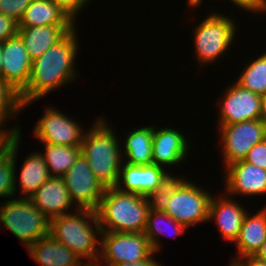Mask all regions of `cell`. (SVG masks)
I'll use <instances>...</instances> for the list:
<instances>
[{"mask_svg": "<svg viewBox=\"0 0 266 266\" xmlns=\"http://www.w3.org/2000/svg\"><path fill=\"white\" fill-rule=\"evenodd\" d=\"M248 63L234 82L261 96L266 95V51Z\"/></svg>", "mask_w": 266, "mask_h": 266, "instance_id": "28", "label": "cell"}, {"mask_svg": "<svg viewBox=\"0 0 266 266\" xmlns=\"http://www.w3.org/2000/svg\"><path fill=\"white\" fill-rule=\"evenodd\" d=\"M180 131L172 127H161L158 130L154 126L152 155L153 164L170 168L180 164L188 156L189 140Z\"/></svg>", "mask_w": 266, "mask_h": 266, "instance_id": "16", "label": "cell"}, {"mask_svg": "<svg viewBox=\"0 0 266 266\" xmlns=\"http://www.w3.org/2000/svg\"><path fill=\"white\" fill-rule=\"evenodd\" d=\"M152 206L151 197L106 188L96 209L101 232H144Z\"/></svg>", "mask_w": 266, "mask_h": 266, "instance_id": "2", "label": "cell"}, {"mask_svg": "<svg viewBox=\"0 0 266 266\" xmlns=\"http://www.w3.org/2000/svg\"><path fill=\"white\" fill-rule=\"evenodd\" d=\"M236 263L239 266H266V261L260 260L255 256L238 259Z\"/></svg>", "mask_w": 266, "mask_h": 266, "instance_id": "37", "label": "cell"}, {"mask_svg": "<svg viewBox=\"0 0 266 266\" xmlns=\"http://www.w3.org/2000/svg\"><path fill=\"white\" fill-rule=\"evenodd\" d=\"M263 141L266 143V126H265V129H264V137H263Z\"/></svg>", "mask_w": 266, "mask_h": 266, "instance_id": "41", "label": "cell"}, {"mask_svg": "<svg viewBox=\"0 0 266 266\" xmlns=\"http://www.w3.org/2000/svg\"><path fill=\"white\" fill-rule=\"evenodd\" d=\"M255 257L260 260L266 261V240L263 242V245L261 246L259 251L255 254Z\"/></svg>", "mask_w": 266, "mask_h": 266, "instance_id": "38", "label": "cell"}, {"mask_svg": "<svg viewBox=\"0 0 266 266\" xmlns=\"http://www.w3.org/2000/svg\"><path fill=\"white\" fill-rule=\"evenodd\" d=\"M18 22L4 14L0 13V43L18 34Z\"/></svg>", "mask_w": 266, "mask_h": 266, "instance_id": "32", "label": "cell"}, {"mask_svg": "<svg viewBox=\"0 0 266 266\" xmlns=\"http://www.w3.org/2000/svg\"><path fill=\"white\" fill-rule=\"evenodd\" d=\"M266 240V208L259 210L255 215L247 212L242 223L237 240V256L232 259L236 262L249 256H255Z\"/></svg>", "mask_w": 266, "mask_h": 266, "instance_id": "21", "label": "cell"}, {"mask_svg": "<svg viewBox=\"0 0 266 266\" xmlns=\"http://www.w3.org/2000/svg\"><path fill=\"white\" fill-rule=\"evenodd\" d=\"M264 7H265V12H266V0H264Z\"/></svg>", "mask_w": 266, "mask_h": 266, "instance_id": "43", "label": "cell"}, {"mask_svg": "<svg viewBox=\"0 0 266 266\" xmlns=\"http://www.w3.org/2000/svg\"><path fill=\"white\" fill-rule=\"evenodd\" d=\"M174 177L164 167L150 165H131L122 162L116 188L123 192L141 194L153 198L163 191Z\"/></svg>", "mask_w": 266, "mask_h": 266, "instance_id": "10", "label": "cell"}, {"mask_svg": "<svg viewBox=\"0 0 266 266\" xmlns=\"http://www.w3.org/2000/svg\"><path fill=\"white\" fill-rule=\"evenodd\" d=\"M50 177L44 157L34 152L26 157L20 171L19 184L22 198L29 199Z\"/></svg>", "mask_w": 266, "mask_h": 266, "instance_id": "24", "label": "cell"}, {"mask_svg": "<svg viewBox=\"0 0 266 266\" xmlns=\"http://www.w3.org/2000/svg\"><path fill=\"white\" fill-rule=\"evenodd\" d=\"M29 199L50 220L69 213L74 204L63 178L55 176H50Z\"/></svg>", "mask_w": 266, "mask_h": 266, "instance_id": "18", "label": "cell"}, {"mask_svg": "<svg viewBox=\"0 0 266 266\" xmlns=\"http://www.w3.org/2000/svg\"><path fill=\"white\" fill-rule=\"evenodd\" d=\"M2 55V79L20 94L29 82L32 60L18 34L2 43Z\"/></svg>", "mask_w": 266, "mask_h": 266, "instance_id": "14", "label": "cell"}, {"mask_svg": "<svg viewBox=\"0 0 266 266\" xmlns=\"http://www.w3.org/2000/svg\"><path fill=\"white\" fill-rule=\"evenodd\" d=\"M75 27V25L19 27L18 35L21 37L26 51L33 61L60 41Z\"/></svg>", "mask_w": 266, "mask_h": 266, "instance_id": "20", "label": "cell"}, {"mask_svg": "<svg viewBox=\"0 0 266 266\" xmlns=\"http://www.w3.org/2000/svg\"><path fill=\"white\" fill-rule=\"evenodd\" d=\"M101 233L96 210L76 208L50 220V235L79 258H85L87 265L97 264L100 258L101 240L97 236Z\"/></svg>", "mask_w": 266, "mask_h": 266, "instance_id": "4", "label": "cell"}, {"mask_svg": "<svg viewBox=\"0 0 266 266\" xmlns=\"http://www.w3.org/2000/svg\"><path fill=\"white\" fill-rule=\"evenodd\" d=\"M233 5L250 12L265 14L264 0H229ZM261 11V12H260Z\"/></svg>", "mask_w": 266, "mask_h": 266, "instance_id": "34", "label": "cell"}, {"mask_svg": "<svg viewBox=\"0 0 266 266\" xmlns=\"http://www.w3.org/2000/svg\"><path fill=\"white\" fill-rule=\"evenodd\" d=\"M13 132H1L0 133V159H2L9 151L11 141L15 138Z\"/></svg>", "mask_w": 266, "mask_h": 266, "instance_id": "35", "label": "cell"}, {"mask_svg": "<svg viewBox=\"0 0 266 266\" xmlns=\"http://www.w3.org/2000/svg\"><path fill=\"white\" fill-rule=\"evenodd\" d=\"M243 161L266 170V143L261 141L258 144H255L249 150Z\"/></svg>", "mask_w": 266, "mask_h": 266, "instance_id": "31", "label": "cell"}, {"mask_svg": "<svg viewBox=\"0 0 266 266\" xmlns=\"http://www.w3.org/2000/svg\"><path fill=\"white\" fill-rule=\"evenodd\" d=\"M75 31L76 27L32 61L29 82L19 94L23 107L77 78L74 67L79 42Z\"/></svg>", "mask_w": 266, "mask_h": 266, "instance_id": "1", "label": "cell"}, {"mask_svg": "<svg viewBox=\"0 0 266 266\" xmlns=\"http://www.w3.org/2000/svg\"><path fill=\"white\" fill-rule=\"evenodd\" d=\"M17 135L11 141L8 153L0 159V197H15L16 193V164L18 146H20V137Z\"/></svg>", "mask_w": 266, "mask_h": 266, "instance_id": "27", "label": "cell"}, {"mask_svg": "<svg viewBox=\"0 0 266 266\" xmlns=\"http://www.w3.org/2000/svg\"><path fill=\"white\" fill-rule=\"evenodd\" d=\"M155 252H153L148 258L144 260H140L137 262H126V263H121L116 266H161L162 264L159 263L156 259H154Z\"/></svg>", "mask_w": 266, "mask_h": 266, "instance_id": "36", "label": "cell"}, {"mask_svg": "<svg viewBox=\"0 0 266 266\" xmlns=\"http://www.w3.org/2000/svg\"><path fill=\"white\" fill-rule=\"evenodd\" d=\"M184 177H173L153 199V206L164 211L187 229L208 221L212 194Z\"/></svg>", "mask_w": 266, "mask_h": 266, "instance_id": "3", "label": "cell"}, {"mask_svg": "<svg viewBox=\"0 0 266 266\" xmlns=\"http://www.w3.org/2000/svg\"><path fill=\"white\" fill-rule=\"evenodd\" d=\"M237 26L231 17L213 11L195 27V56L200 66L215 63L234 44Z\"/></svg>", "mask_w": 266, "mask_h": 266, "instance_id": "7", "label": "cell"}, {"mask_svg": "<svg viewBox=\"0 0 266 266\" xmlns=\"http://www.w3.org/2000/svg\"><path fill=\"white\" fill-rule=\"evenodd\" d=\"M70 198L76 207L96 210L104 194L105 187L92 173V170L82 154L73 166L62 176Z\"/></svg>", "mask_w": 266, "mask_h": 266, "instance_id": "11", "label": "cell"}, {"mask_svg": "<svg viewBox=\"0 0 266 266\" xmlns=\"http://www.w3.org/2000/svg\"><path fill=\"white\" fill-rule=\"evenodd\" d=\"M225 175L224 192L227 196L266 194V170L261 167L241 160L228 165Z\"/></svg>", "mask_w": 266, "mask_h": 266, "instance_id": "15", "label": "cell"}, {"mask_svg": "<svg viewBox=\"0 0 266 266\" xmlns=\"http://www.w3.org/2000/svg\"><path fill=\"white\" fill-rule=\"evenodd\" d=\"M0 227L8 229L28 248L50 234V219L30 199L11 198L0 203Z\"/></svg>", "mask_w": 266, "mask_h": 266, "instance_id": "6", "label": "cell"}, {"mask_svg": "<svg viewBox=\"0 0 266 266\" xmlns=\"http://www.w3.org/2000/svg\"><path fill=\"white\" fill-rule=\"evenodd\" d=\"M166 226L168 228H173V230H171V228L168 229ZM165 229H167V231ZM186 229L187 228L183 224L175 221L170 215L152 206L148 214L144 234L147 236L153 251L157 253L161 249L159 236L164 234H169L170 237L173 236V234L174 236L182 235Z\"/></svg>", "mask_w": 266, "mask_h": 266, "instance_id": "25", "label": "cell"}, {"mask_svg": "<svg viewBox=\"0 0 266 266\" xmlns=\"http://www.w3.org/2000/svg\"><path fill=\"white\" fill-rule=\"evenodd\" d=\"M45 144L43 153L50 176L62 177L81 154L80 146Z\"/></svg>", "mask_w": 266, "mask_h": 266, "instance_id": "26", "label": "cell"}, {"mask_svg": "<svg viewBox=\"0 0 266 266\" xmlns=\"http://www.w3.org/2000/svg\"><path fill=\"white\" fill-rule=\"evenodd\" d=\"M107 123L105 118L98 117L85 132L80 146L93 175L105 188L116 186L123 162L120 138Z\"/></svg>", "mask_w": 266, "mask_h": 266, "instance_id": "5", "label": "cell"}, {"mask_svg": "<svg viewBox=\"0 0 266 266\" xmlns=\"http://www.w3.org/2000/svg\"><path fill=\"white\" fill-rule=\"evenodd\" d=\"M33 0H0V13L20 21Z\"/></svg>", "mask_w": 266, "mask_h": 266, "instance_id": "30", "label": "cell"}, {"mask_svg": "<svg viewBox=\"0 0 266 266\" xmlns=\"http://www.w3.org/2000/svg\"><path fill=\"white\" fill-rule=\"evenodd\" d=\"M229 266H239L236 262H230Z\"/></svg>", "mask_w": 266, "mask_h": 266, "instance_id": "42", "label": "cell"}, {"mask_svg": "<svg viewBox=\"0 0 266 266\" xmlns=\"http://www.w3.org/2000/svg\"><path fill=\"white\" fill-rule=\"evenodd\" d=\"M154 126L140 127L134 129L125 136L123 162L131 165L153 164L152 141ZM124 157L126 159H124ZM125 160V161H124Z\"/></svg>", "mask_w": 266, "mask_h": 266, "instance_id": "23", "label": "cell"}, {"mask_svg": "<svg viewBox=\"0 0 266 266\" xmlns=\"http://www.w3.org/2000/svg\"><path fill=\"white\" fill-rule=\"evenodd\" d=\"M54 1L62 10H64L69 17L76 22V16L79 11L82 9L92 0H52Z\"/></svg>", "mask_w": 266, "mask_h": 266, "instance_id": "33", "label": "cell"}, {"mask_svg": "<svg viewBox=\"0 0 266 266\" xmlns=\"http://www.w3.org/2000/svg\"><path fill=\"white\" fill-rule=\"evenodd\" d=\"M101 236L100 258L97 262L99 266H102V263H105L104 266H116L137 262L148 258L154 252L144 232H102Z\"/></svg>", "mask_w": 266, "mask_h": 266, "instance_id": "8", "label": "cell"}, {"mask_svg": "<svg viewBox=\"0 0 266 266\" xmlns=\"http://www.w3.org/2000/svg\"><path fill=\"white\" fill-rule=\"evenodd\" d=\"M260 120L266 125V95L262 97Z\"/></svg>", "mask_w": 266, "mask_h": 266, "instance_id": "39", "label": "cell"}, {"mask_svg": "<svg viewBox=\"0 0 266 266\" xmlns=\"http://www.w3.org/2000/svg\"><path fill=\"white\" fill-rule=\"evenodd\" d=\"M74 24L69 15L54 1L33 0L18 22V27Z\"/></svg>", "mask_w": 266, "mask_h": 266, "instance_id": "22", "label": "cell"}, {"mask_svg": "<svg viewBox=\"0 0 266 266\" xmlns=\"http://www.w3.org/2000/svg\"><path fill=\"white\" fill-rule=\"evenodd\" d=\"M225 91L219 102L218 126L260 119L263 96L242 88L236 82Z\"/></svg>", "mask_w": 266, "mask_h": 266, "instance_id": "13", "label": "cell"}, {"mask_svg": "<svg viewBox=\"0 0 266 266\" xmlns=\"http://www.w3.org/2000/svg\"><path fill=\"white\" fill-rule=\"evenodd\" d=\"M87 266H99L98 264H92V265H87Z\"/></svg>", "mask_w": 266, "mask_h": 266, "instance_id": "44", "label": "cell"}, {"mask_svg": "<svg viewBox=\"0 0 266 266\" xmlns=\"http://www.w3.org/2000/svg\"><path fill=\"white\" fill-rule=\"evenodd\" d=\"M225 195V196H224ZM223 196H212L209 205L208 221L212 219L224 240L235 242L238 238L247 209L236 200Z\"/></svg>", "mask_w": 266, "mask_h": 266, "instance_id": "17", "label": "cell"}, {"mask_svg": "<svg viewBox=\"0 0 266 266\" xmlns=\"http://www.w3.org/2000/svg\"><path fill=\"white\" fill-rule=\"evenodd\" d=\"M265 124L260 119L235 124L218 126L220 144L223 146V163L225 167L231 163L244 160L249 150L263 141Z\"/></svg>", "mask_w": 266, "mask_h": 266, "instance_id": "9", "label": "cell"}, {"mask_svg": "<svg viewBox=\"0 0 266 266\" xmlns=\"http://www.w3.org/2000/svg\"><path fill=\"white\" fill-rule=\"evenodd\" d=\"M2 43H0V78L2 79V68H3V65H2Z\"/></svg>", "mask_w": 266, "mask_h": 266, "instance_id": "40", "label": "cell"}, {"mask_svg": "<svg viewBox=\"0 0 266 266\" xmlns=\"http://www.w3.org/2000/svg\"><path fill=\"white\" fill-rule=\"evenodd\" d=\"M27 250L41 266H87L86 262L50 234L37 240Z\"/></svg>", "mask_w": 266, "mask_h": 266, "instance_id": "19", "label": "cell"}, {"mask_svg": "<svg viewBox=\"0 0 266 266\" xmlns=\"http://www.w3.org/2000/svg\"><path fill=\"white\" fill-rule=\"evenodd\" d=\"M23 108L19 93L0 78V133L13 132L16 136L21 134L19 126L10 128V131L3 127L5 126L4 123H7L9 119L17 117V113L19 114V111L23 110Z\"/></svg>", "mask_w": 266, "mask_h": 266, "instance_id": "29", "label": "cell"}, {"mask_svg": "<svg viewBox=\"0 0 266 266\" xmlns=\"http://www.w3.org/2000/svg\"><path fill=\"white\" fill-rule=\"evenodd\" d=\"M34 127L35 137L43 143L81 146L84 135L78 122L63 114L56 107H48Z\"/></svg>", "mask_w": 266, "mask_h": 266, "instance_id": "12", "label": "cell"}]
</instances>
